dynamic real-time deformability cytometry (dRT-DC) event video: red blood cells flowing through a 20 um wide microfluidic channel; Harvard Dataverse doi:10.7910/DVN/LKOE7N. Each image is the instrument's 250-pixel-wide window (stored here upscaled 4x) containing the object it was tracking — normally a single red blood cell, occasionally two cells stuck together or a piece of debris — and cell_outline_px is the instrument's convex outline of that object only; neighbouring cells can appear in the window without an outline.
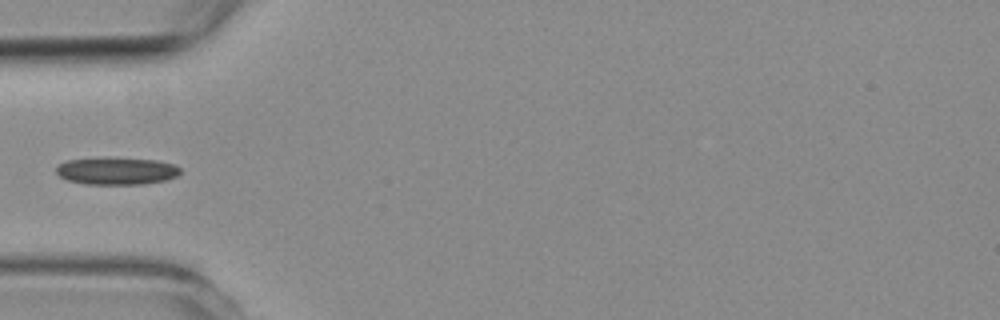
{"species": "common noctule bat (a hibernating species)", "species_latin": "Nyctalus noctula", "temperature_condition": "room temperature", "stored_images_in_passage": 1, "camera_frame_rate_fps": 3000, "um_per_image_px": 0.085, "animal": {"sex": "female", "body_mass_g": 19.3, "forearm_length_mm": 54.1}, "frame": {"image": 1, "passage_image": 1, "time_ms": 0.0, "image_size_px": [1000, 320], "cell_outline_px": [[180, 172], [176, 176], [164, 180], [144, 184], [84, 184], [68, 180], [60, 176], [56, 172], [56, 168], [60, 164], [68, 160], [156, 160], [176, 164], [180, 168]], "centroid_in_image_um": [9.95, 14.58], "position_along_channel_um": 75.1, "area_um2": 18.79}}